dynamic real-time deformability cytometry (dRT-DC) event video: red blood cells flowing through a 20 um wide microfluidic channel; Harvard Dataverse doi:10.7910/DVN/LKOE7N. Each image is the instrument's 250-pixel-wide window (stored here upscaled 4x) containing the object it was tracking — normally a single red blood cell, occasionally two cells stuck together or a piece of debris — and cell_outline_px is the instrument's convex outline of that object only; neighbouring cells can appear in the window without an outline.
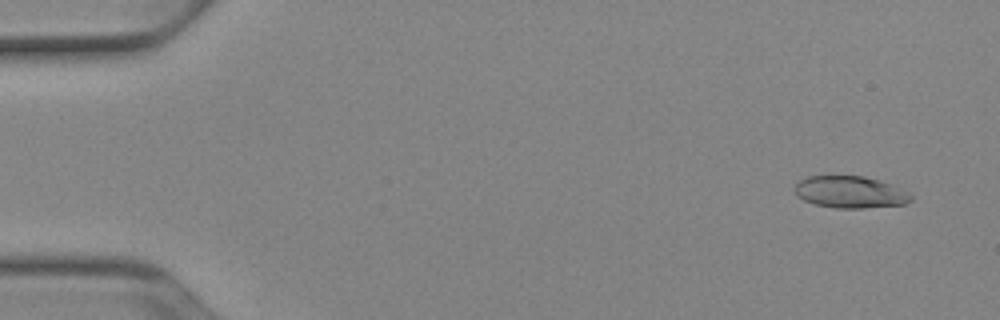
{"species": "Egyptian fruit bat (a non-hibernating species)", "species_latin": "Rousettus aegyptiacus", "temperature_condition": "cold", "stored_images_in_passage": 52, "camera_frame_rate_fps": 3000, "um_per_image_px": 0.085, "animal": {"sex": "female"}, "frame": {"image": 1, "passage_image": 3, "time_ms": 0.667, "image_size_px": [1000, 320], "cell_outline_px": [[912, 200], [904, 204], [864, 208], [836, 208], [816, 204], [804, 200], [796, 196], [796, 184], [800, 180], [808, 176], [864, 176], [880, 180], [892, 184], [912, 196]], "centroid_in_image_um": [72.26, 16.32], "position_along_channel_um": 12.7, "area_um2": 21.44}}
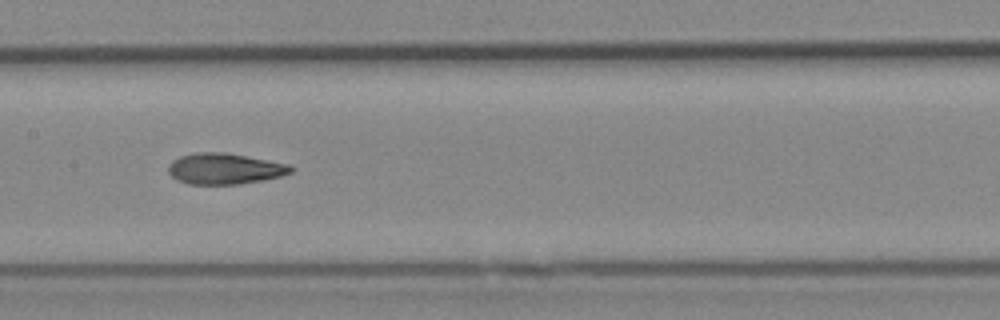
{"frame": {"image": 2, "passage_image": 26, "time_ms": 8.333, "image_size_px": [1000, 320], "cell_outline_px": [[292, 172], [280, 176], [260, 180], [236, 184], [188, 184], [176, 180], [168, 172], [168, 164], [172, 160], [180, 156], [196, 152], [224, 152], [288, 164], [292, 168]], "centroid_in_image_um": [19.02, 14.34], "position_along_channel_um": 188.4, "area_um2": 21.91}}
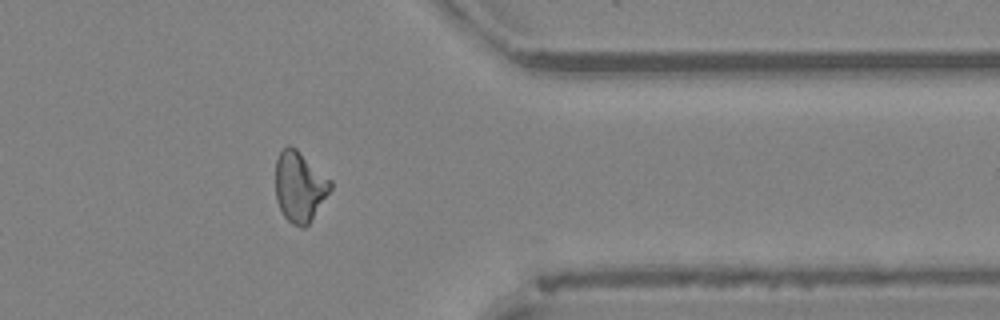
{"frame": {"image": 3, "passage_image": 42, "time_ms": 13.667, "image_size_px": [1000, 320], "cell_outline_px": [[332, 188], [308, 224], [304, 228], [300, 228], [292, 224], [284, 216], [276, 200], [276, 160], [280, 152], [288, 144], [296, 148], [332, 180]], "centroid_in_image_um": [25.47, 15.85], "position_along_channel_um": 385.9, "area_um2": 22.48}, "authors_computed_cell_mechanics": {"area_um2": 21.9351, "velocity_mm_per_s": 3.9253, "shape_relaxation_time_tau1_ms": 6.3736, "shape_relaxation_time_tau2_ms": 2.0215, "deformation_change_tau1": 0.1769, "deformation_change_tau2": 0.0764}}